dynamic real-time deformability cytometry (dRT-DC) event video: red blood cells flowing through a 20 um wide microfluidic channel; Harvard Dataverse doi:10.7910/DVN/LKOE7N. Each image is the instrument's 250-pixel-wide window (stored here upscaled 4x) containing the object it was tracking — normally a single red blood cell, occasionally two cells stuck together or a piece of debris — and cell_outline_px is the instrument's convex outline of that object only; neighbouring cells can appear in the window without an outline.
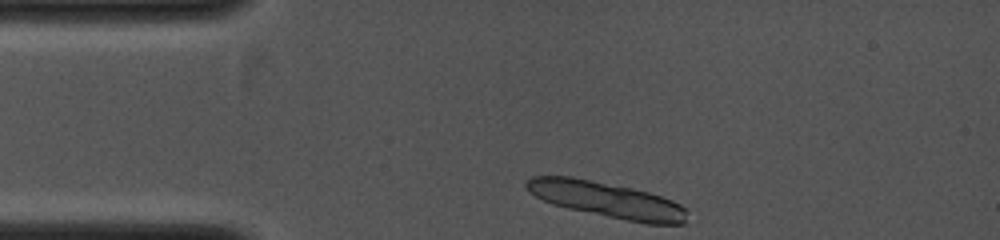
{"species": "common noctule bat (a hibernating species)", "species_latin": "Nyctalus noctula", "temperature_condition": "cold", "stored_images_in_passage": 1, "camera_frame_rate_fps": 4000, "um_per_image_px": 0.085, "animal": {"sex": "female", "body_mass_g": 19.0, "forearm_length_mm": 53.3}, "frame": {"image": 1, "passage_image": 1, "time_ms": 0.0, "image_size_px": [1000, 240], "cell_outline_px": [[684, 224], [648, 224], [568, 208], [552, 204], [536, 196], [524, 184], [532, 176], [572, 176], [632, 188], [648, 192], [672, 200], [680, 204], [684, 208]], "centroid_in_image_um": [51.57, 16.96], "position_along_channel_um": 33.4, "area_um2": 32.77}}